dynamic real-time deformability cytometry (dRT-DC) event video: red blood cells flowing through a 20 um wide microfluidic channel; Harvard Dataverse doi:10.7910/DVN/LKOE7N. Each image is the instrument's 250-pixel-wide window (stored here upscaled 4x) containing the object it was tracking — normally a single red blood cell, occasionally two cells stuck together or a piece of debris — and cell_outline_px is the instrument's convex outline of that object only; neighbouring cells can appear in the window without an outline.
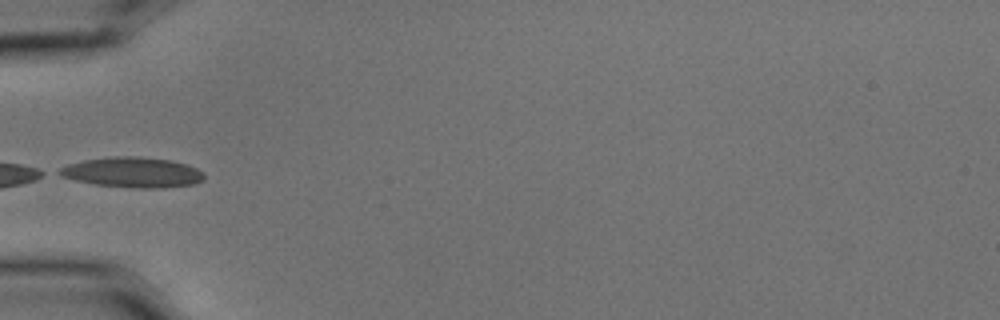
{"species": "common noctule bat (a hibernating species)", "species_latin": "Nyctalus noctula", "temperature_condition": "cold", "stored_images_in_passage": 5, "camera_frame_rate_fps": 3000, "um_per_image_px": 0.085, "animal": {"sex": "male", "body_mass_g": 15.6}, "frame": {"image": 1, "passage_image": 5, "time_ms": 1.333, "image_size_px": [1000, 320], "cell_outline_px": [[204, 180], [192, 184], [164, 188], [132, 188], [96, 184], [76, 180], [60, 176], [52, 172], [68, 164], [84, 160], [112, 156], [136, 156], [168, 160], [184, 164], [196, 168], [204, 172]], "centroid_in_image_um": [11.22, 14.65], "position_along_channel_um": 73.8, "area_um2": 25.55}}